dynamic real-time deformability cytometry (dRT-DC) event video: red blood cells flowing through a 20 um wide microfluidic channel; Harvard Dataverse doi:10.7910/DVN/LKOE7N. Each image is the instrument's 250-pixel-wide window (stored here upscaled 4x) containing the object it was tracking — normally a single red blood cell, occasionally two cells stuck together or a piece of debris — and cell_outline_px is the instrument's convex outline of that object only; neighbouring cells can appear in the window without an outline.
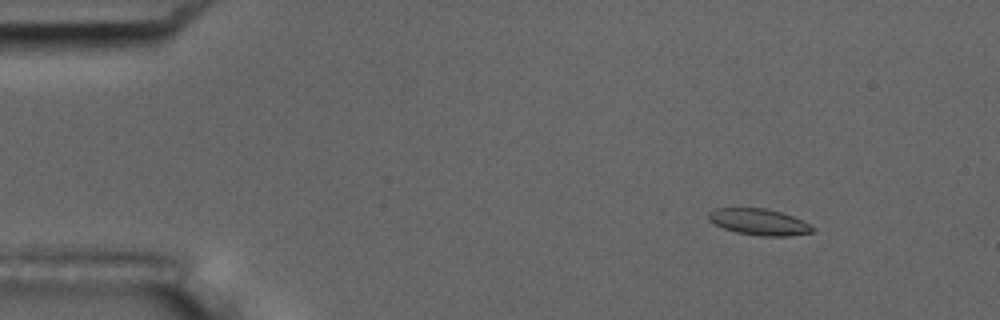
{"species": "common noctule bat (a hibernating species)", "species_latin": "Nyctalus noctula", "temperature_condition": "room temperature", "stored_images_in_passage": 4, "camera_frame_rate_fps": 3000, "um_per_image_px": 0.085, "animal": {"sex": "male", "body_mass_g": 17.5, "forearm_length_mm": 52.3}, "frame": {"image": 1, "passage_image": 2, "time_ms": 1.333, "image_size_px": [1000, 320], "cell_outline_px": [[816, 228], [812, 232], [788, 236], [760, 236], [736, 232], [724, 228], [708, 220], [708, 212], [716, 208], [764, 208], [780, 212], [792, 216]], "centroid_in_image_um": [64.49, 18.86], "position_along_channel_um": 20.5, "area_um2": 15.78}}
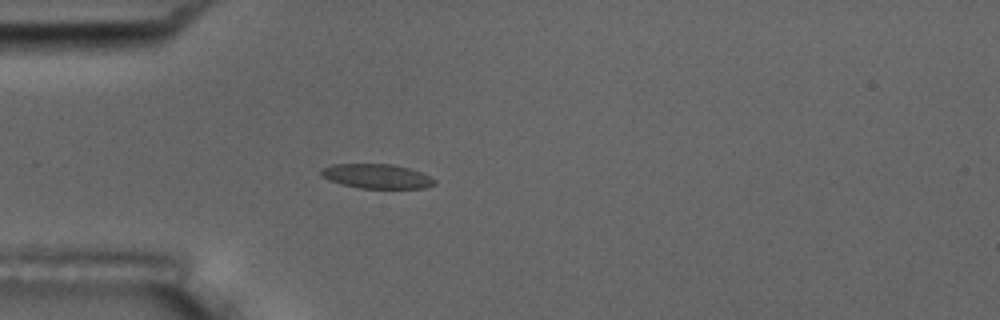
{"frame": {"image": 2, "passage_image": 4, "time_ms": 4.333, "image_size_px": [1000, 320], "cell_outline_px": [[436, 184], [424, 188], [360, 188], [340, 184], [328, 180], [320, 176], [320, 168], [332, 164], [392, 164], [408, 168], [420, 172], [436, 180]], "centroid_in_image_um": [31.96, 14.98], "position_along_channel_um": 53.0, "area_um2": 16.24}}